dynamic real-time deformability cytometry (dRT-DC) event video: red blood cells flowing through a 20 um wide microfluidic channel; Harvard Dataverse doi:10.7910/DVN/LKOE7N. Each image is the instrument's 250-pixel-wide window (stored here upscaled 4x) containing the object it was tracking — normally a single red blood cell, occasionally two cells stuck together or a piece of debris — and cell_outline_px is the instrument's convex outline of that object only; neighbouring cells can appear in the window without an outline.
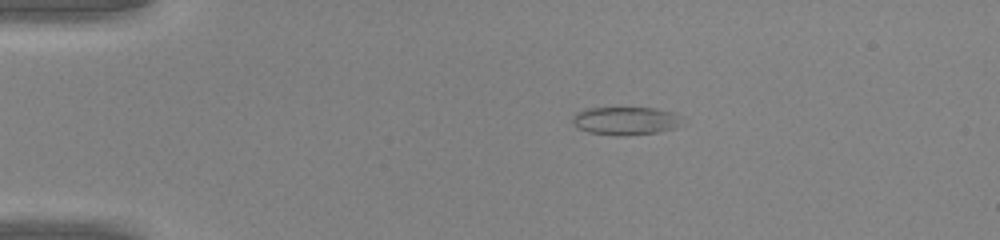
{"species": "common noctule bat (a hibernating species)", "species_latin": "Nyctalus noctula", "temperature_condition": "warm", "stored_images_in_passage": 38, "camera_frame_rate_fps": 3000, "um_per_image_px": 0.085, "animal": {"sex": "male", "body_mass_g": 20.0, "forearm_length_mm": 53.3}, "frame": {"image": 1, "passage_image": 1, "time_ms": 0.0, "image_size_px": [1000, 240], "cell_outline_px": [[684, 116], [680, 124], [676, 128], [656, 132], [624, 136], [616, 136], [588, 132], [576, 128], [572, 120], [572, 116], [576, 112], [584, 108], [656, 108], [672, 112]], "centroid_in_image_um": [53.17, 10.27], "position_along_channel_um": 31.8, "area_um2": 18.26}}
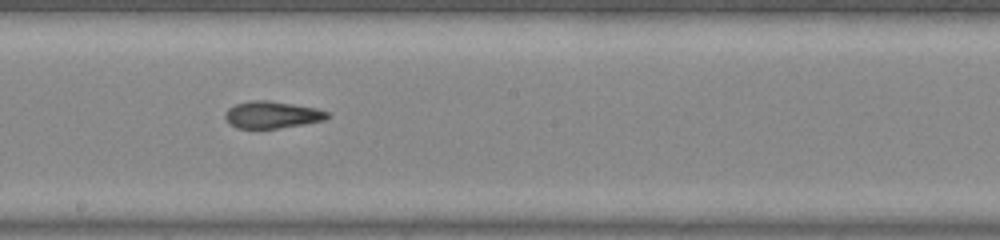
{"frame": {"image": 2, "passage_image": 18, "time_ms": 5.667, "image_size_px": [1000, 240], "cell_outline_px": [[332, 116], [324, 120], [304, 124], [276, 128], [236, 128], [228, 124], [224, 116], [224, 112], [228, 108], [236, 104], [248, 100], [272, 100], [316, 108], [332, 112]], "centroid_in_image_um": [23.13, 9.74], "position_along_channel_um": 225.1, "area_um2": 16.42}}
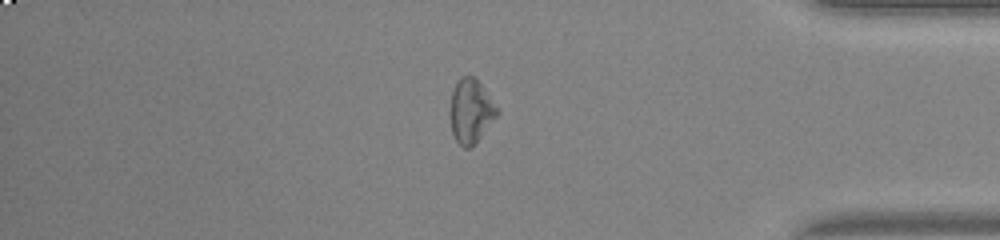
{"frame": {"image": 3, "passage_image": 31, "time_ms": 10.0, "image_size_px": [1000, 240], "cell_outline_px": [[500, 112], [472, 148], [464, 148], [456, 140], [452, 132], [448, 112], [452, 92], [460, 76], [472, 76], [480, 84], [500, 108]], "centroid_in_image_um": [40.01, 9.46], "position_along_channel_um": 395.2, "area_um2": 17.74}}